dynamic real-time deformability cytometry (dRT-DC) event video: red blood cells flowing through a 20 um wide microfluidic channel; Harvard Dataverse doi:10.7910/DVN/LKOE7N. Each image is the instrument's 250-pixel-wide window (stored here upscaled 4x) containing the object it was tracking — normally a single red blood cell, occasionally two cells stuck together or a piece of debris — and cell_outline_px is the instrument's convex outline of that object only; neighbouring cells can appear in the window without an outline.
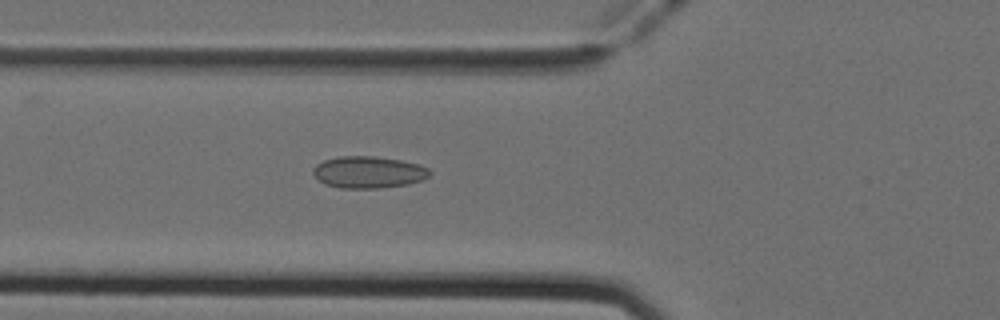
{"species": "Egyptian fruit bat (a non-hibernating species)", "species_latin": "Rousettus aegyptiacus", "temperature_condition": "cold", "stored_images_in_passage": 51, "camera_frame_rate_fps": 3000, "um_per_image_px": 0.085, "animal": {"sex": "female"}, "frame": {"image": 1, "passage_image": 19, "time_ms": 6.0, "image_size_px": [1000, 320], "cell_outline_px": [[432, 172], [424, 180], [408, 184], [380, 188], [340, 188], [324, 184], [312, 172], [312, 168], [316, 164], [324, 160], [340, 156], [372, 156], [400, 160], [420, 164], [428, 168]], "centroid_in_image_um": [31.33, 14.64], "position_along_channel_um": 94.5, "area_um2": 21.73}}
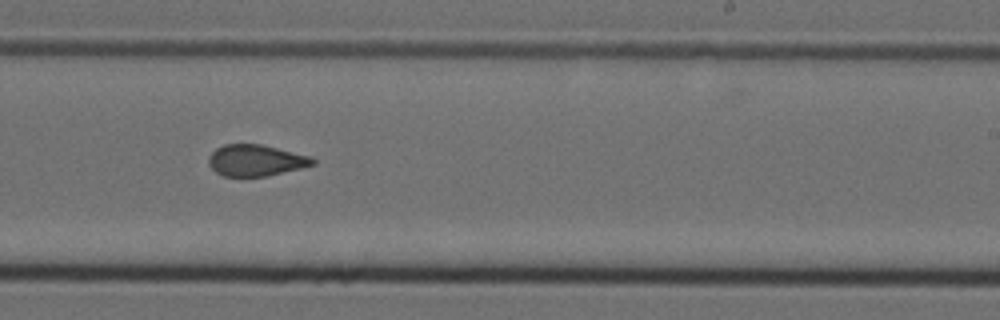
{"frame": {"image": 2, "passage_image": 32, "time_ms": 10.333, "image_size_px": [1000, 320], "cell_outline_px": [[316, 164], [268, 176], [224, 176], [216, 172], [208, 164], [208, 156], [216, 148], [224, 144], [260, 144], [312, 156], [316, 160]], "centroid_in_image_um": [21.75, 13.63], "position_along_channel_um": 267.3, "area_um2": 19.07}}
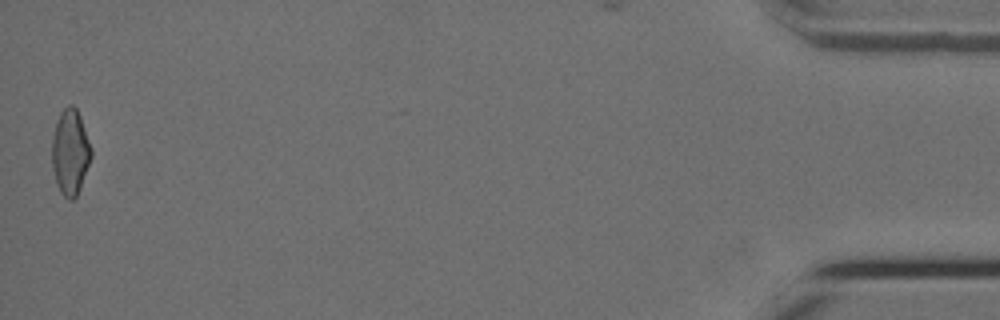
{"frame": {"image": 3, "passage_image": 51, "time_ms": 16.667, "image_size_px": [1000, 320], "cell_outline_px": [[92, 156], [80, 188], [76, 196], [72, 200], [68, 200], [60, 192], [52, 168], [52, 136], [56, 120], [60, 112], [68, 104], [72, 104], [76, 108], [80, 116], [92, 148]], "centroid_in_image_um": [5.97, 12.91], "position_along_channel_um": 429.2, "area_um2": 19.65}, "authors_computed_cell_mechanics": {"area_um2": 20.0566, "velocity_mm_per_s": 3.9752, "shape_relaxation_time_tau1_ms": null, "shape_relaxation_time_tau2_ms": 1.358, "deformation_change_tau1": null, "deformation_change_tau2": 0.0765}}